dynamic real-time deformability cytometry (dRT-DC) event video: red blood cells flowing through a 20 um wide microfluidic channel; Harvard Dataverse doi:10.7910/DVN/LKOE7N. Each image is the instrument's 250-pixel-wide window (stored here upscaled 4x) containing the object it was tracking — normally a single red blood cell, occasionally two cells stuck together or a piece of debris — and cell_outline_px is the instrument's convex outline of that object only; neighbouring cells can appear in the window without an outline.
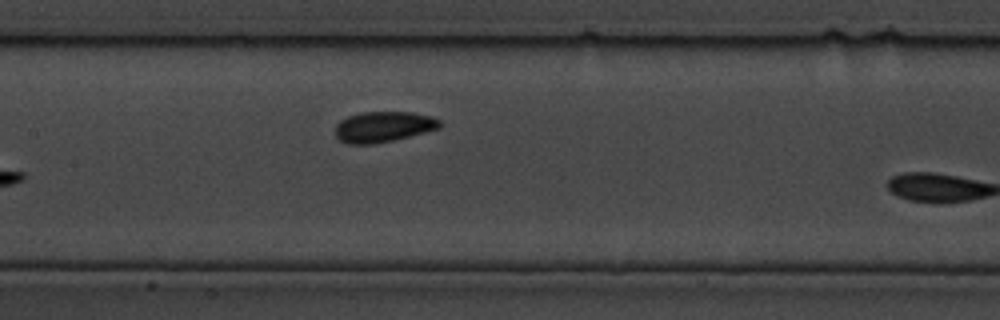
{"species": "common noctule bat (a hibernating species)", "species_latin": "Nyctalus noctula", "temperature_condition": "cold", "stored_images_in_passage": 11, "camera_frame_rate_fps": 3000, "um_per_image_px": 0.085, "animal": {"sex": "male", "body_mass_g": 19.5, "forearm_length_mm": 54.6}, "frame": {"image": 1, "passage_image": 10, "time_ms": 3.0, "image_size_px": [1000, 320], "cell_outline_px": [[440, 128], [392, 140], [372, 144], [348, 144], [340, 140], [336, 136], [336, 124], [340, 120], [348, 116], [360, 112], [412, 112], [432, 116], [440, 120]], "centroid_in_image_um": [32.57, 10.76], "position_along_channel_um": 174.8, "area_um2": 18.55}}